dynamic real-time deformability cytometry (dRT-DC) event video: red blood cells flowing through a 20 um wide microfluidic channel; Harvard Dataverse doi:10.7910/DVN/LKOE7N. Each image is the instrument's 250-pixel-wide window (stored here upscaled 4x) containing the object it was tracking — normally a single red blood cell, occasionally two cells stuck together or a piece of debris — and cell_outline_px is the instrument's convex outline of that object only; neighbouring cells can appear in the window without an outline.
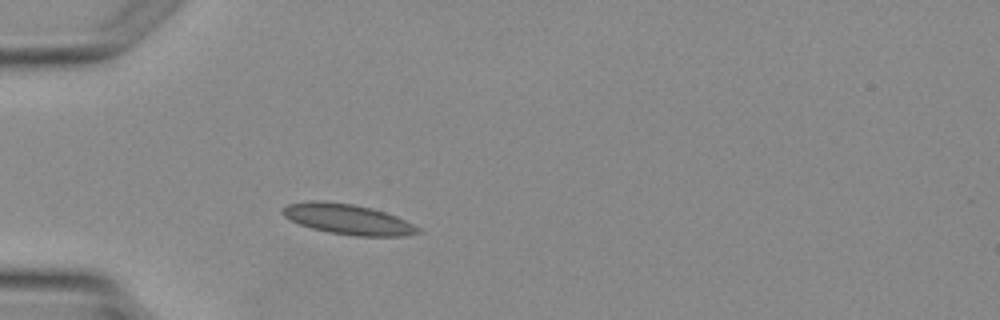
{"species": "Egyptian fruit bat (a non-hibernating species)", "species_latin": "Rousettus aegyptiacus", "temperature_condition": "warm", "stored_images_in_passage": 2, "camera_frame_rate_fps": 3000, "um_per_image_px": 0.085, "animal": {"sex": "female"}, "frame": {"image": 1, "passage_image": 2, "time_ms": 1.333, "image_size_px": [1000, 320], "cell_outline_px": [[424, 232], [408, 236], [352, 236], [328, 232], [312, 228], [300, 224], [284, 216], [280, 212], [288, 204], [312, 200], [320, 200], [352, 204], [372, 208], [396, 216], [420, 228]], "centroid_in_image_um": [29.6, 18.64], "position_along_channel_um": 55.4, "area_um2": 23.93}}